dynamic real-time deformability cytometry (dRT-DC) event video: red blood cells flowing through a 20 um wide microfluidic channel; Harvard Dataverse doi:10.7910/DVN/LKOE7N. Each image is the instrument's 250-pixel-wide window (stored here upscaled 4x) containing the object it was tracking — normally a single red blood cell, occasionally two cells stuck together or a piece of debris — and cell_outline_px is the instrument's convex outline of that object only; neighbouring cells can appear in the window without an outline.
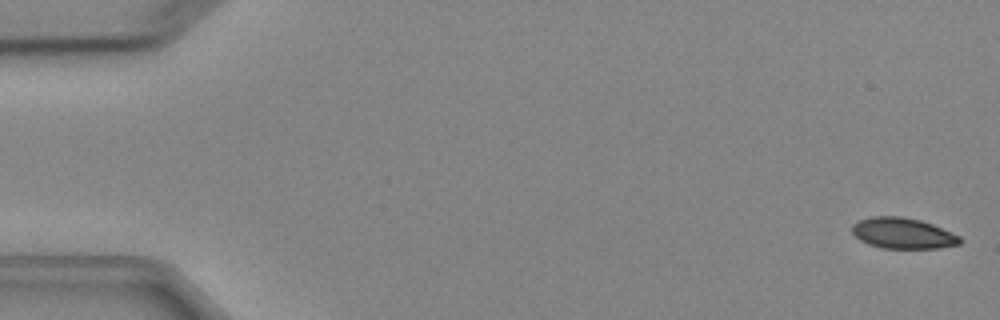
{"species": "Egyptian fruit bat (a non-hibernating species)", "species_latin": "Rousettus aegyptiacus", "temperature_condition": "cold", "stored_images_in_passage": 5, "camera_frame_rate_fps": 3000, "um_per_image_px": 0.085, "animal": {"sex": "female"}, "frame": {"image": 1, "passage_image": 1, "time_ms": 0.0, "image_size_px": [1000, 320], "cell_outline_px": [[964, 240], [960, 244], [936, 248], [880, 248], [868, 244], [860, 240], [852, 232], [852, 224], [860, 220], [872, 216], [904, 216], [920, 220], [932, 224], [960, 236]], "centroid_in_image_um": [76.74, 19.82], "position_along_channel_um": 8.3, "area_um2": 19.42}}
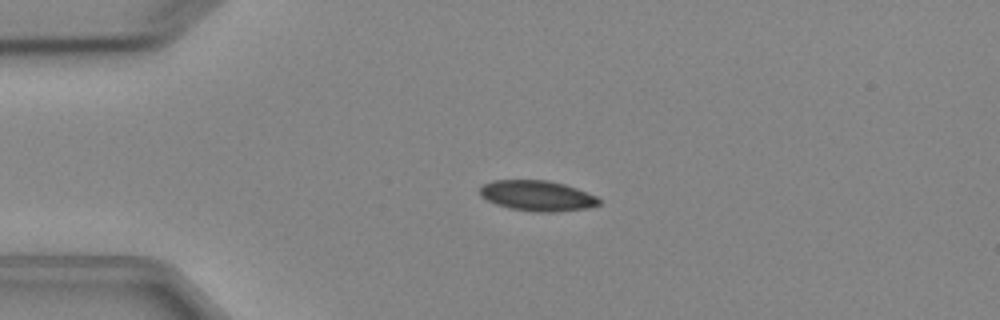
{"frame": {"image": 2, "passage_image": 4, "time_ms": 3.667, "image_size_px": [1000, 320], "cell_outline_px": [[600, 204], [588, 208], [556, 212], [536, 212], [508, 208], [496, 204], [480, 196], [480, 188], [484, 184], [492, 180], [548, 180], [564, 184], [576, 188], [596, 196], [600, 200]], "centroid_in_image_um": [45.66, 16.64], "position_along_channel_um": 39.3, "area_um2": 21.15}}